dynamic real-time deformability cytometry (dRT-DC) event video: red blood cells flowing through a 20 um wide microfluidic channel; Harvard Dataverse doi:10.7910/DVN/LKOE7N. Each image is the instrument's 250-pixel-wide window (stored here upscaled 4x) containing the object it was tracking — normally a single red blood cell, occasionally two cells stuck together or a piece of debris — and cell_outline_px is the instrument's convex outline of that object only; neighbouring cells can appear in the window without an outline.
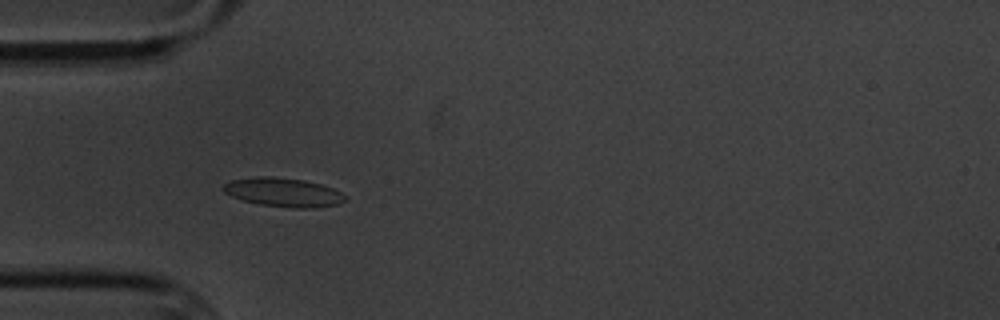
{"species": "common noctule bat (a hibernating species)", "species_latin": "Nyctalus noctula", "temperature_condition": "cold", "stored_images_in_passage": 6, "camera_frame_rate_fps": 3000, "um_per_image_px": 0.085, "animal": {"sex": "male", "body_mass_g": 20.1, "forearm_length_mm": 53.5}, "frame": {"image": 1, "passage_image": 5, "time_ms": 5.667, "image_size_px": [1000, 320], "cell_outline_px": [[344, 200], [336, 204], [312, 208], [296, 208], [260, 204], [244, 200], [232, 196], [224, 192], [220, 188], [224, 184], [232, 180], [256, 176], [272, 176], [304, 180], [320, 184], [332, 188], [340, 192], [344, 196]], "centroid_in_image_um": [24.03, 16.33], "position_along_channel_um": 61.0, "area_um2": 20.23}}
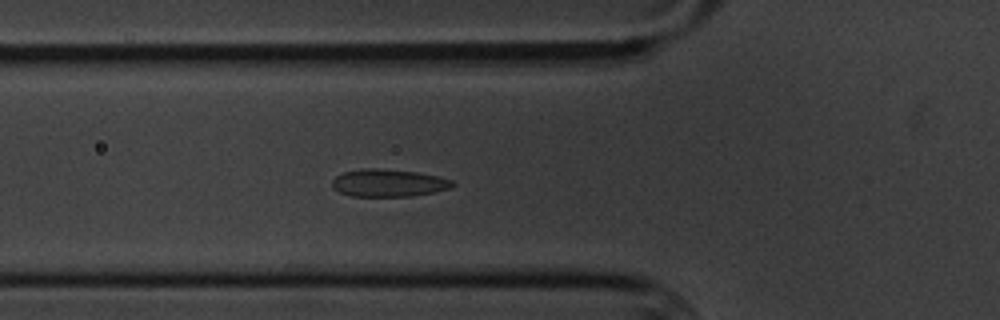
{"frame": {"image": 2, "passage_image": 6, "time_ms": 6.667, "image_size_px": [1000, 320], "cell_outline_px": [[456, 184], [452, 188], [436, 192], [412, 196], [352, 196], [340, 192], [332, 188], [332, 180], [336, 176], [344, 172], [360, 168], [380, 168], [420, 172], [452, 180]], "centroid_in_image_um": [33.04, 15.54], "position_along_channel_um": 92.8, "area_um2": 19.54}}